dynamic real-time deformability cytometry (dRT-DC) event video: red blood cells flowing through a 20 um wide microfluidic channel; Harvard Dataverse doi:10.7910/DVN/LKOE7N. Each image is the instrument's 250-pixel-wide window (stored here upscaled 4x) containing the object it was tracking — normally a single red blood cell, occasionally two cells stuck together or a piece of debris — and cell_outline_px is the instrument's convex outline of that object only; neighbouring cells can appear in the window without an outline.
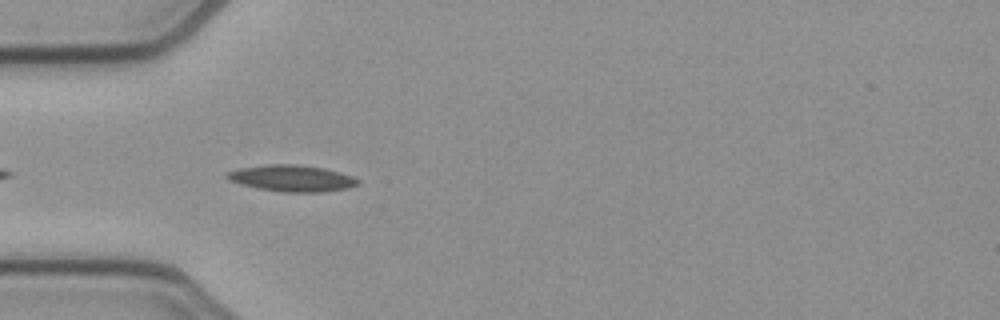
{"species": "common noctule bat (a hibernating species)", "species_latin": "Nyctalus noctula", "temperature_condition": "cold", "stored_images_in_passage": 7, "camera_frame_rate_fps": 3000, "um_per_image_px": 0.085, "animal": {"sex": "female", "body_mass_g": 21.9}, "frame": {"image": 1, "passage_image": 3, "time_ms": 0.667, "image_size_px": [1000, 320], "cell_outline_px": [[360, 184], [348, 188], [324, 192], [280, 192], [256, 188], [240, 184], [228, 180], [224, 176], [228, 172], [240, 168], [268, 164], [296, 164], [324, 168], [340, 172], [352, 176], [360, 180]], "centroid_in_image_um": [24.82, 15.16], "position_along_channel_um": 60.2, "area_um2": 20.35}}
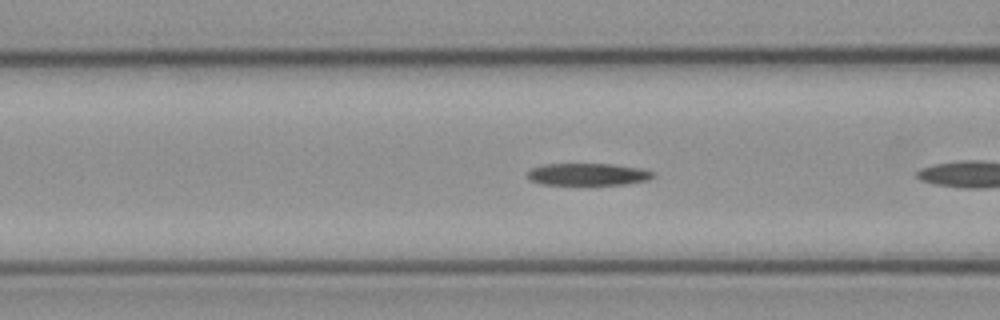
{"frame": {"image": 2, "passage_image": 5, "time_ms": 1.333, "image_size_px": [1000, 320], "cell_outline_px": [[656, 176], [648, 180], [628, 184], [540, 184], [532, 180], [528, 176], [528, 172], [532, 168], [544, 164], [612, 164], [640, 168], [652, 172]], "centroid_in_image_um": [50.0, 14.81], "position_along_channel_um": 116.6, "area_um2": 16.01}}